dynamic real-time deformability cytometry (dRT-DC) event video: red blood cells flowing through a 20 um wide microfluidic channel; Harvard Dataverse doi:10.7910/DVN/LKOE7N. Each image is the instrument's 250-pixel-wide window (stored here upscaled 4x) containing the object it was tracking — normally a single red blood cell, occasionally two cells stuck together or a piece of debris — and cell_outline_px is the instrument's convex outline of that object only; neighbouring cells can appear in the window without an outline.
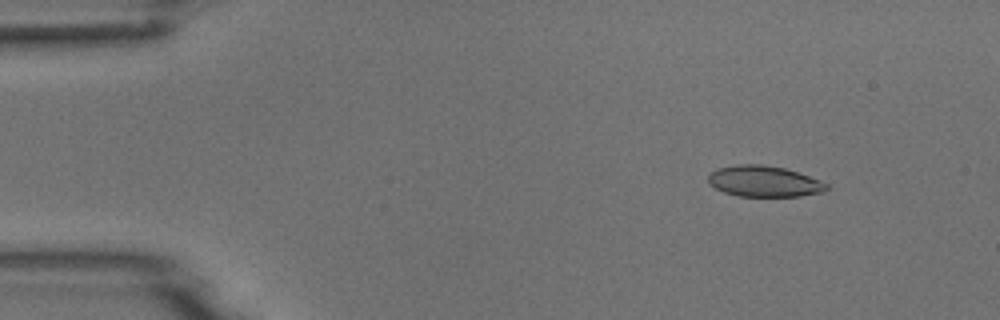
{"species": "common noctule bat (a hibernating species)", "species_latin": "Nyctalus noctula", "temperature_condition": "room temperature", "stored_images_in_passage": 50, "camera_frame_rate_fps": 3000, "um_per_image_px": 0.085, "animal": {"sex": "male", "body_mass_g": 18.8}, "frame": {"image": 1, "passage_image": 3, "time_ms": 0.667, "image_size_px": [1000, 320], "cell_outline_px": [[828, 188], [824, 192], [800, 196], [736, 196], [724, 192], [708, 184], [708, 176], [716, 168], [736, 164], [760, 164], [784, 168], [820, 180], [828, 184]], "centroid_in_image_um": [64.92, 15.41], "position_along_channel_um": 20.1, "area_um2": 21.39}}
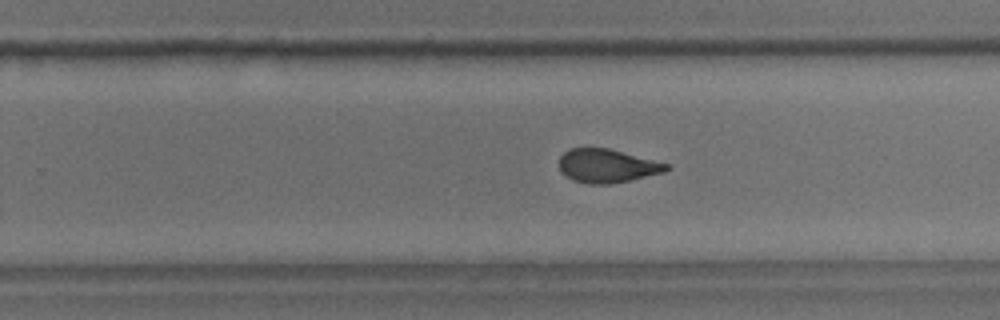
{"frame": {"image": 2, "passage_image": 30, "time_ms": 9.667, "image_size_px": [1000, 320], "cell_outline_px": [[672, 168], [664, 172], [628, 180], [608, 184], [588, 184], [572, 180], [564, 176], [560, 172], [560, 156], [568, 148], [608, 148], [672, 164]], "centroid_in_image_um": [51.61, 14.09], "position_along_channel_um": 278.2, "area_um2": 21.15}}
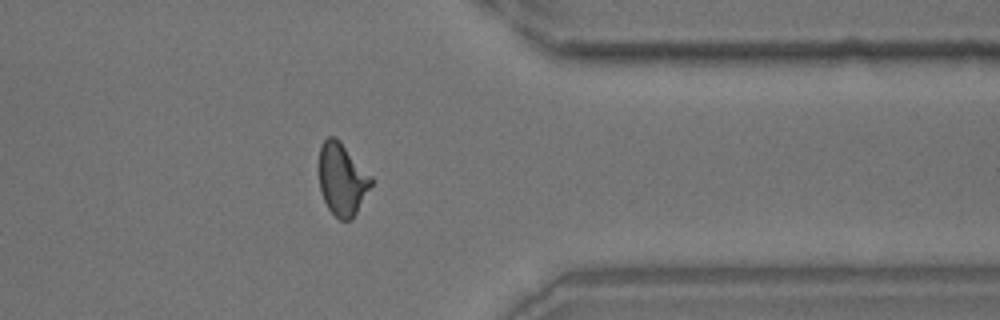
{"frame": {"image": 3, "passage_image": 39, "time_ms": 12.667, "image_size_px": [1000, 320], "cell_outline_px": [[372, 184], [352, 220], [340, 220], [328, 208], [320, 192], [320, 144], [328, 136], [336, 136], [340, 140], [372, 176]], "centroid_in_image_um": [29.08, 15.22], "position_along_channel_um": 382.3, "area_um2": 21.91}}